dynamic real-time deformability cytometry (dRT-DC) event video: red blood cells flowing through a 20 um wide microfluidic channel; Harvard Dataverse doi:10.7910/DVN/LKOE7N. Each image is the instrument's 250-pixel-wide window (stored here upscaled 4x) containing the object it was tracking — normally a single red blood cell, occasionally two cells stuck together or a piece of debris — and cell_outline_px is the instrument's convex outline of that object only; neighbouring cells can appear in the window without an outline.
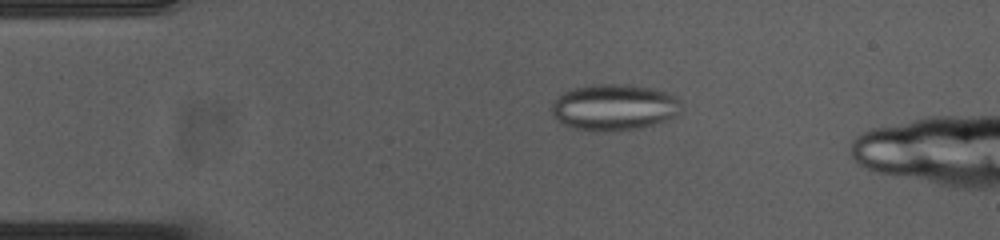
{"species": "common noctule bat (a hibernating species)", "species_latin": "Nyctalus noctula", "temperature_condition": "cold", "stored_images_in_passage": 51, "camera_frame_rate_fps": 3000, "um_per_image_px": 0.085, "animal": {"sex": "female", "body_mass_g": 23.0, "forearm_length_mm": 53.4}, "frame": {"image": 1, "passage_image": 11, "time_ms": 3.333, "image_size_px": [1000, 240], "cell_outline_px": [[676, 100], [672, 116], [636, 128], [604, 132], [596, 132], [572, 128], [560, 120], [552, 112], [552, 104], [564, 92], [572, 88], [588, 84], [628, 84], [652, 88], [676, 96]], "centroid_in_image_um": [52.07, 9.09], "position_along_channel_um": 32.9, "area_um2": 33.76}}
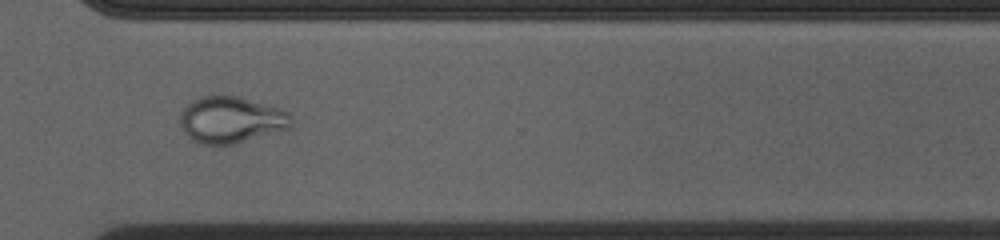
{"frame": {"image": 2, "passage_image": 40, "time_ms": 13.0, "image_size_px": [1000, 240], "cell_outline_px": [[292, 124], [288, 128], [232, 144], [204, 144], [188, 136], [184, 132], [180, 124], [180, 116], [184, 108], [192, 100], [200, 96], [220, 92], [240, 96], [280, 108], [288, 112], [292, 116]], "centroid_in_image_um": [19.63, 10.12], "position_along_channel_um": 351.0, "area_um2": 30.35}}
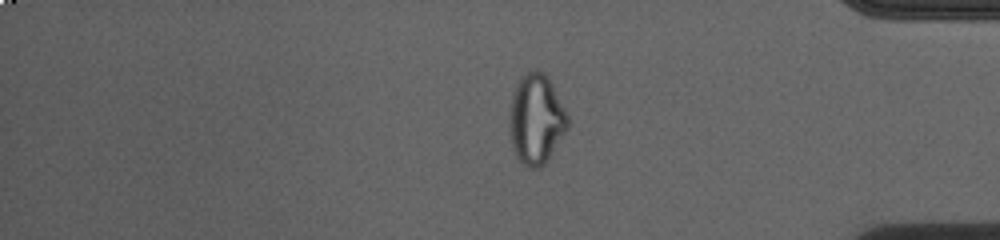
{"frame": {"image": 3, "passage_image": 45, "time_ms": 14.667, "image_size_px": [1000, 240], "cell_outline_px": [[568, 128], [548, 160], [540, 168], [528, 168], [516, 156], [512, 148], [512, 92], [520, 76], [532, 68], [536, 68], [544, 72], [548, 76], [568, 116]], "centroid_in_image_um": [45.61, 10.1], "position_along_channel_um": 389.6, "area_um2": 30.17}}